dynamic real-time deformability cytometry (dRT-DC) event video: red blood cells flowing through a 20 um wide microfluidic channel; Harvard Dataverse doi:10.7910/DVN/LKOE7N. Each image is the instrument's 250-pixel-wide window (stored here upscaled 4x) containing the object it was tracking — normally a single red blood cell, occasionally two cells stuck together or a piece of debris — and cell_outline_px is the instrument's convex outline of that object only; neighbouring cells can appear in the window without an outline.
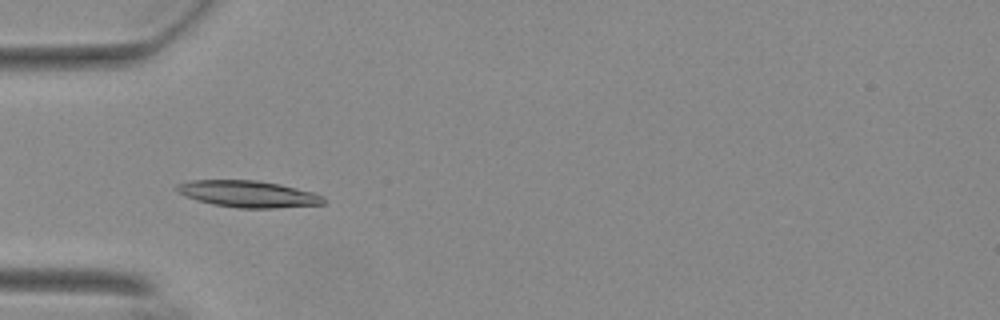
{"species": "Egyptian fruit bat (a non-hibernating species)", "species_latin": "Rousettus aegyptiacus", "temperature_condition": "warm", "stored_images_in_passage": 42, "camera_frame_rate_fps": 3000, "um_per_image_px": 0.085, "animal": {"sex": "female"}, "frame": {"image": 1, "passage_image": 4, "time_ms": 1.0, "image_size_px": [1000, 320], "cell_outline_px": [[324, 204], [272, 208], [236, 208], [212, 204], [196, 200], [184, 196], [176, 188], [176, 184], [192, 180], [256, 180], [280, 184], [312, 192], [324, 196]], "centroid_in_image_um": [21.07, 16.49], "position_along_channel_um": 63.9, "area_um2": 22.72}}
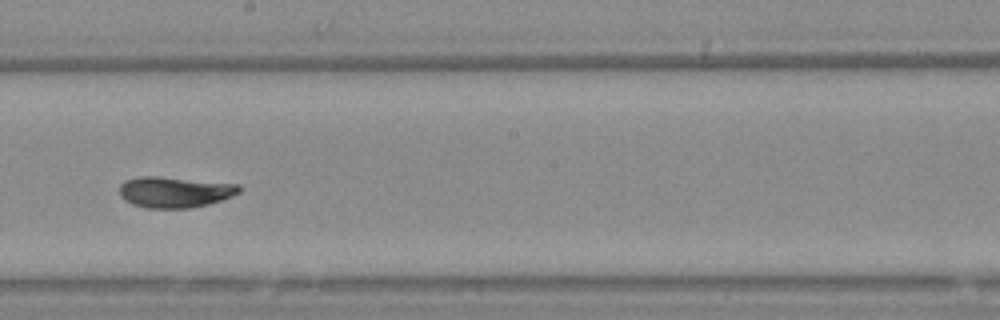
{"frame": {"image": 2, "passage_image": 18, "time_ms": 5.667, "image_size_px": [1000, 320], "cell_outline_px": [[240, 192], [232, 196], [208, 204], [188, 208], [144, 208], [132, 204], [124, 200], [120, 196], [120, 184], [124, 180], [140, 176], [156, 176], [240, 184]], "centroid_in_image_um": [14.82, 16.32], "position_along_channel_um": 233.4, "area_um2": 21.62}}
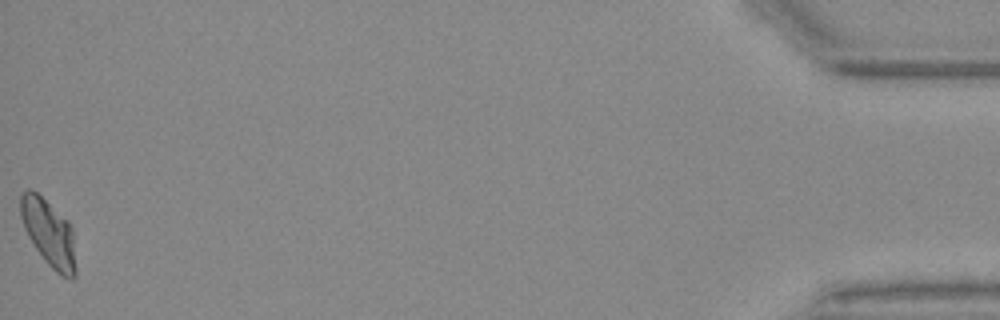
{"frame": {"image": 3, "passage_image": 42, "time_ms": 13.667, "image_size_px": [1000, 320], "cell_outline_px": [[76, 276], [72, 280], [68, 280], [60, 276], [44, 260], [28, 236], [24, 228], [20, 216], [20, 196], [28, 188], [36, 192], [68, 220], [72, 228], [76, 268]], "centroid_in_image_um": [4.16, 19.84], "position_along_channel_um": 431.0, "area_um2": 21.62}, "authors_computed_cell_mechanics": {"area_um2": 20.9236, "velocity_mm_per_s": 3.6771, "shape_relaxation_time_tau1_ms": 6.1144, "shape_relaxation_time_tau2_ms": 0.8891, "deformation_change_tau1": 0.2237, "deformation_change_tau2": 0.0666}}